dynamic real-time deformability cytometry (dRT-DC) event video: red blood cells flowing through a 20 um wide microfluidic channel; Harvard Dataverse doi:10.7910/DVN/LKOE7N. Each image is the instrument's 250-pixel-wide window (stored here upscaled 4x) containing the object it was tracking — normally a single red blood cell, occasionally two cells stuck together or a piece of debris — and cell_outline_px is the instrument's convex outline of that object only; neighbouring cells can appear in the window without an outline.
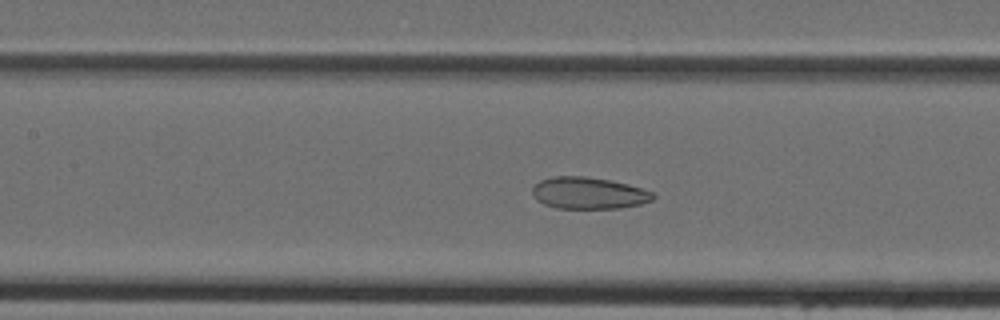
{"species": "Egyptian fruit bat (a non-hibernating species)", "species_latin": "Rousettus aegyptiacus", "temperature_condition": "cold", "stored_images_in_passage": 34, "camera_frame_rate_fps": 3000, "um_per_image_px": 0.085, "animal": {"sex": "female"}, "frame": {"image": 1, "passage_image": 17, "time_ms": 5.333, "image_size_px": [1000, 320], "cell_outline_px": [[656, 196], [652, 200], [640, 204], [620, 208], [556, 208], [544, 204], [536, 200], [532, 192], [532, 188], [540, 180], [552, 176], [584, 176], [608, 180], [628, 184], [652, 192]], "centroid_in_image_um": [50.01, 16.41], "position_along_channel_um": 157.4, "area_um2": 22.25}}
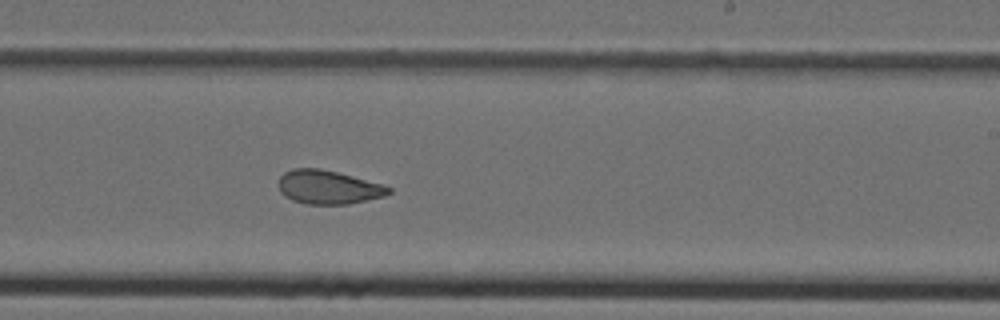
{"frame": {"image": 2, "passage_image": 24, "time_ms": 7.667, "image_size_px": [1000, 320], "cell_outline_px": [[392, 192], [384, 196], [348, 204], [304, 204], [292, 200], [284, 196], [280, 192], [280, 176], [284, 172], [292, 168], [320, 168], [384, 184], [392, 188]], "centroid_in_image_um": [27.91, 15.91], "position_along_channel_um": 261.1, "area_um2": 21.68}}
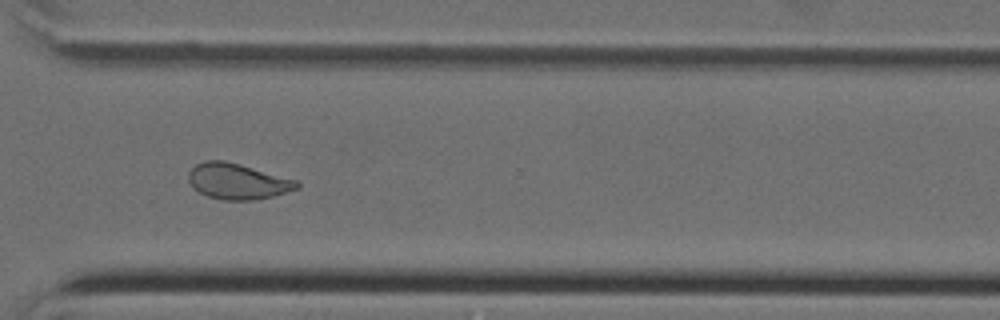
{"frame": {"image": 3, "passage_image": 30, "time_ms": 9.667, "image_size_px": [1000, 320], "cell_outline_px": [[300, 188], [272, 196], [252, 200], [224, 200], [208, 196], [192, 188], [188, 180], [188, 172], [196, 164], [204, 160], [224, 160], [240, 164], [296, 180], [300, 184]], "centroid_in_image_um": [20.16, 15.41], "position_along_channel_um": 350.4, "area_um2": 22.54}}